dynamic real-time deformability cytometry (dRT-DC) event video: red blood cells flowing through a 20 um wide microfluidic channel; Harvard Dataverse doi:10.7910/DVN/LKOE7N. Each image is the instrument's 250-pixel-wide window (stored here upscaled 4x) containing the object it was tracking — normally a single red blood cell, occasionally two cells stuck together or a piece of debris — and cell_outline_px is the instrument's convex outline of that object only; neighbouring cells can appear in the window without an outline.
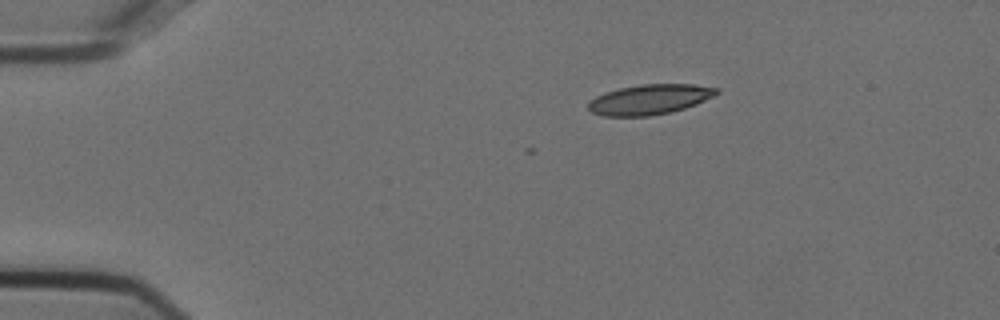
{"species": "Egyptian fruit bat (a non-hibernating species)", "species_latin": "Rousettus aegyptiacus", "temperature_condition": "cold", "stored_images_in_passage": 4, "camera_frame_rate_fps": 3000, "um_per_image_px": 0.085, "animal": {"sex": "female"}, "frame": {"image": 1, "passage_image": 1, "time_ms": 0.0, "image_size_px": [1000, 320], "cell_outline_px": [[720, 92], [696, 104], [684, 108], [668, 112], [648, 116], [604, 116], [592, 112], [588, 108], [588, 100], [604, 92], [620, 88], [640, 84], [692, 84], [720, 88]], "centroid_in_image_um": [55.19, 8.44], "position_along_channel_um": 29.8, "area_um2": 22.43}}